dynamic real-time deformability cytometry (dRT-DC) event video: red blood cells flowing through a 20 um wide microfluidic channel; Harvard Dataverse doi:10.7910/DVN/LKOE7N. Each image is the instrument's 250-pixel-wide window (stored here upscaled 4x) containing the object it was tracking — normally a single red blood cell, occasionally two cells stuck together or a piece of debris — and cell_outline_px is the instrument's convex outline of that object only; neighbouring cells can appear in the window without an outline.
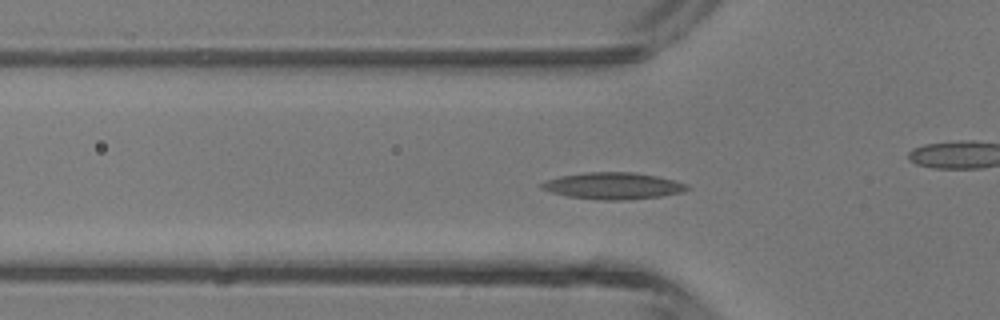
{"species": "common noctule bat (a hibernating species)", "species_latin": "Nyctalus noctula", "temperature_condition": "room temperature", "stored_images_in_passage": 45, "camera_frame_rate_fps": 3000, "um_per_image_px": 0.085, "animal": {"sex": "male", "body_mass_g": 13.3}, "frame": {"image": 1, "passage_image": 13, "time_ms": 4.0, "image_size_px": [1000, 320], "cell_outline_px": [[692, 188], [684, 192], [660, 196], [624, 200], [600, 200], [568, 196], [552, 192], [540, 188], [540, 184], [548, 180], [560, 176], [584, 172], [632, 172], [656, 176], [688, 184]], "centroid_in_image_um": [52.14, 15.8], "position_along_channel_um": 73.7, "area_um2": 22.54}}
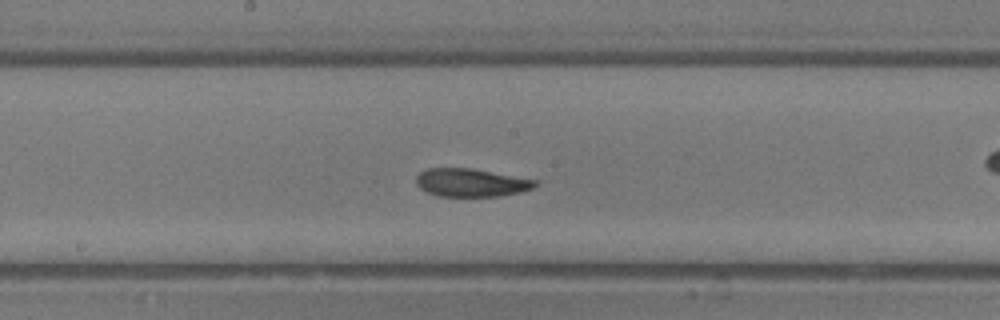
{"frame": {"image": 2, "passage_image": 22, "time_ms": 7.0, "image_size_px": [1000, 320], "cell_outline_px": [[540, 184], [532, 188], [520, 192], [500, 196], [436, 196], [424, 192], [416, 184], [416, 176], [420, 172], [428, 168], [472, 168], [536, 180]], "centroid_in_image_um": [40.01, 15.53], "position_along_channel_um": 208.2, "area_um2": 19.59}}
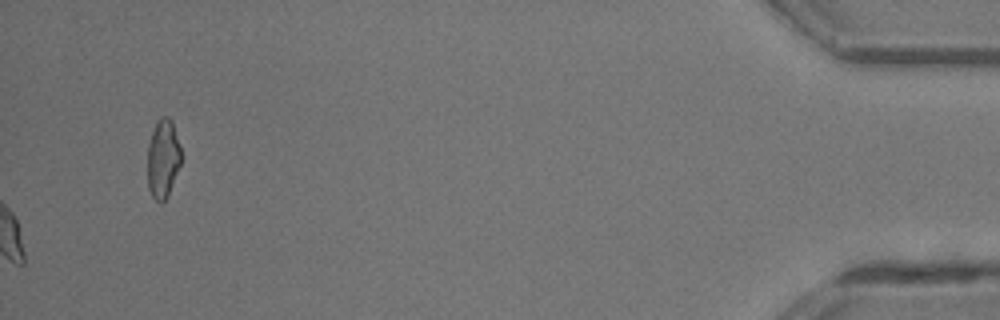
{"frame": {"image": 3, "passage_image": 45, "time_ms": 14.667, "image_size_px": [1000, 320], "cell_outline_px": [[180, 164], [168, 196], [160, 204], [152, 196], [148, 188], [148, 144], [156, 120], [160, 116], [168, 116], [172, 120], [180, 148]], "centroid_in_image_um": [13.84, 13.47], "position_along_channel_um": 421.4, "area_um2": 15.37}, "authors_computed_cell_mechanics": {"area_um2": 19.8832, "velocity_mm_per_s": 4.4607, "shape_relaxation_time_tau1_ms": 4.9949, "shape_relaxation_time_tau2_ms": 2.9901, "deformation_change_tau1": 0.1642, "deformation_change_tau2": 0.1064}}